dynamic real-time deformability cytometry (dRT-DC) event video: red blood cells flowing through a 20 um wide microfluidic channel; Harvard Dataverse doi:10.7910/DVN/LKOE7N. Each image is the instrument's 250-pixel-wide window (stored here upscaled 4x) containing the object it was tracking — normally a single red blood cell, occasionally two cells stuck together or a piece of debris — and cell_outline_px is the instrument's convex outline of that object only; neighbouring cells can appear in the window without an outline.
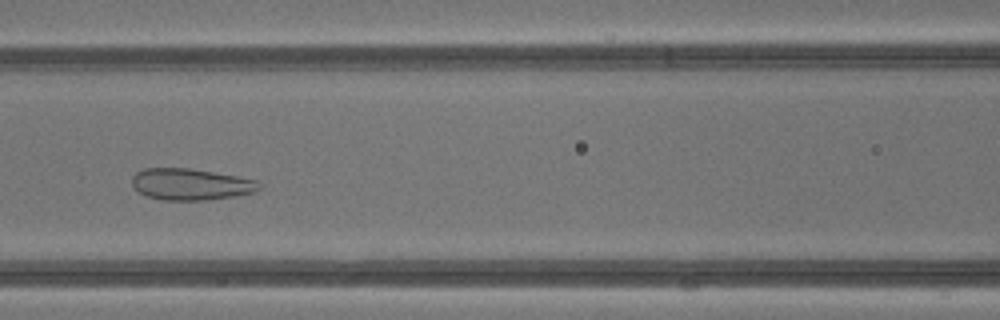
{"species": "common noctule bat (a hibernating species)", "species_latin": "Nyctalus noctula", "temperature_condition": "warm", "stored_images_in_passage": 42, "camera_frame_rate_fps": 3000, "um_per_image_px": 0.085, "animal": {"sex": "male", "body_mass_g": 13.3}, "frame": {"image": 1, "passage_image": 19, "time_ms": 6.0, "image_size_px": [1000, 320], "cell_outline_px": [[260, 188], [256, 192], [236, 196], [208, 200], [160, 200], [148, 196], [140, 192], [132, 184], [132, 176], [136, 172], [144, 168], [188, 168], [236, 176], [256, 180], [260, 184]], "centroid_in_image_um": [16.22, 15.67], "position_along_channel_um": 150.4, "area_um2": 23.29}}
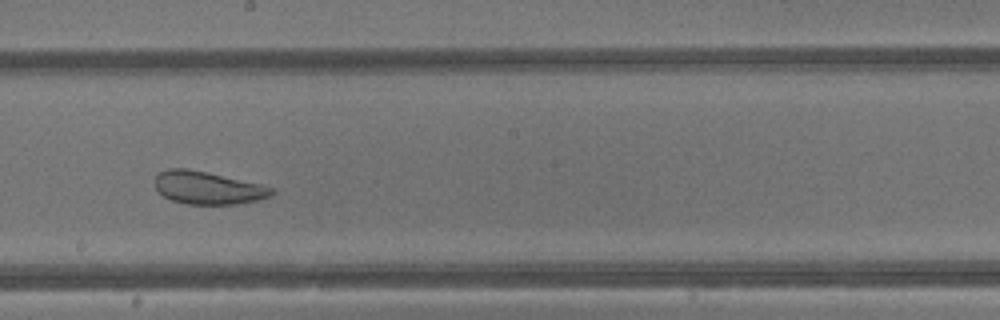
{"frame": {"image": 2, "passage_image": 24, "time_ms": 7.667, "image_size_px": [1000, 320], "cell_outline_px": [[276, 192], [272, 196], [256, 200], [236, 204], [188, 204], [172, 200], [164, 196], [156, 188], [156, 176], [160, 172], [168, 168], [188, 168], [208, 172], [264, 184], [272, 188]], "centroid_in_image_um": [17.72, 15.95], "position_along_channel_um": 230.5, "area_um2": 22.37}}
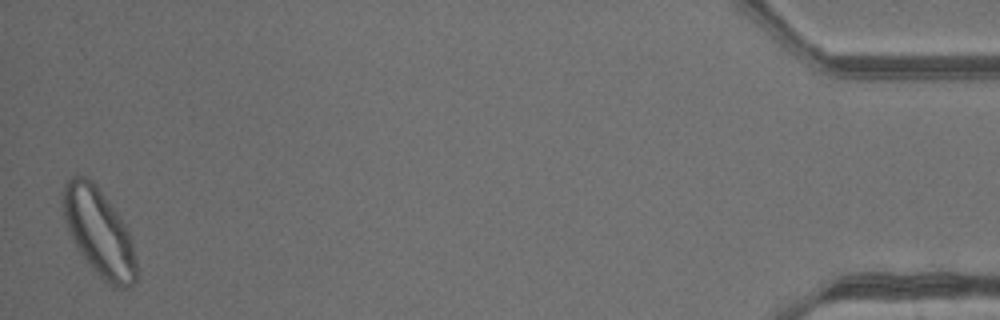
{"frame": {"image": 3, "passage_image": 42, "time_ms": 13.667, "image_size_px": [1000, 320], "cell_outline_px": [[136, 280], [132, 288], [112, 288], [84, 260], [76, 248], [68, 232], [64, 220], [60, 204], [64, 184], [72, 176], [84, 176], [92, 180], [96, 184], [128, 228], [136, 260]], "centroid_in_image_um": [8.38, 19.75], "position_along_channel_um": 426.8, "area_um2": 37.92}}